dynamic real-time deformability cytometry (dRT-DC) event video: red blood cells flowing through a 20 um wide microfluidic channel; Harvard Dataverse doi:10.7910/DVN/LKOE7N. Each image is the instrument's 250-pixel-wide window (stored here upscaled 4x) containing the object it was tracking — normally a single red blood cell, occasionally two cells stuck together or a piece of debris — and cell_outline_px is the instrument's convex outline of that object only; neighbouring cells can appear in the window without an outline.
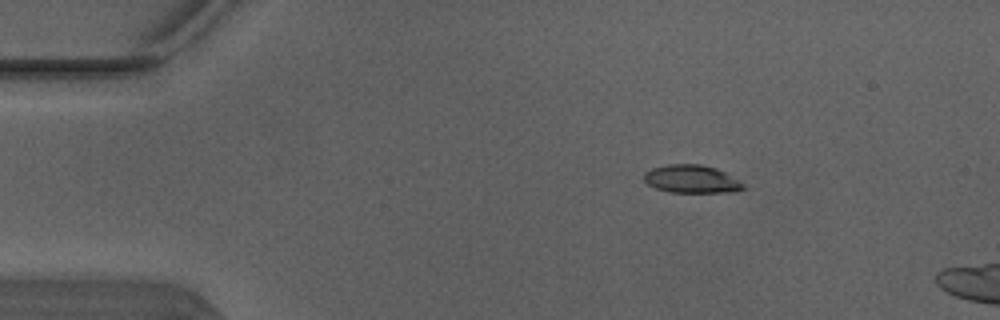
{"species": "Egyptian fruit bat (a non-hibernating species)", "species_latin": "Rousettus aegyptiacus", "temperature_condition": "warm", "stored_images_in_passage": 2, "camera_frame_rate_fps": 3000, "um_per_image_px": 0.085, "animal": {"sex": "male"}, "frame": {"image": 1, "passage_image": 1, "time_ms": 0.0, "image_size_px": [1000, 320], "cell_outline_px": [[744, 188], [736, 192], [668, 192], [656, 188], [648, 184], [644, 180], [644, 172], [652, 168], [668, 164], [700, 164], [716, 168], [740, 180], [744, 184]], "centroid_in_image_um": [58.79, 15.22], "position_along_channel_um": 26.2, "area_um2": 16.24}}